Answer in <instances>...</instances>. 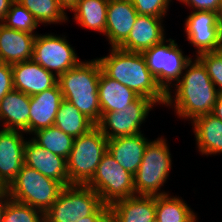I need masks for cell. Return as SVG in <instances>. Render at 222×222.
<instances>
[{
	"mask_svg": "<svg viewBox=\"0 0 222 222\" xmlns=\"http://www.w3.org/2000/svg\"><path fill=\"white\" fill-rule=\"evenodd\" d=\"M34 16L40 23L56 24L67 22L68 16L57 0H16Z\"/></svg>",
	"mask_w": 222,
	"mask_h": 222,
	"instance_id": "29",
	"label": "cell"
},
{
	"mask_svg": "<svg viewBox=\"0 0 222 222\" xmlns=\"http://www.w3.org/2000/svg\"><path fill=\"white\" fill-rule=\"evenodd\" d=\"M4 210H5V198H1L0 199V222L3 221Z\"/></svg>",
	"mask_w": 222,
	"mask_h": 222,
	"instance_id": "41",
	"label": "cell"
},
{
	"mask_svg": "<svg viewBox=\"0 0 222 222\" xmlns=\"http://www.w3.org/2000/svg\"><path fill=\"white\" fill-rule=\"evenodd\" d=\"M2 24L8 28L29 33H34L39 25L33 14L16 0L12 2Z\"/></svg>",
	"mask_w": 222,
	"mask_h": 222,
	"instance_id": "31",
	"label": "cell"
},
{
	"mask_svg": "<svg viewBox=\"0 0 222 222\" xmlns=\"http://www.w3.org/2000/svg\"><path fill=\"white\" fill-rule=\"evenodd\" d=\"M20 130L0 129V178L9 186L24 165L26 140Z\"/></svg>",
	"mask_w": 222,
	"mask_h": 222,
	"instance_id": "15",
	"label": "cell"
},
{
	"mask_svg": "<svg viewBox=\"0 0 222 222\" xmlns=\"http://www.w3.org/2000/svg\"><path fill=\"white\" fill-rule=\"evenodd\" d=\"M166 43V44H165ZM157 83L167 93L180 79L191 56L183 55L175 40L169 38L142 53ZM174 82V83H173Z\"/></svg>",
	"mask_w": 222,
	"mask_h": 222,
	"instance_id": "9",
	"label": "cell"
},
{
	"mask_svg": "<svg viewBox=\"0 0 222 222\" xmlns=\"http://www.w3.org/2000/svg\"><path fill=\"white\" fill-rule=\"evenodd\" d=\"M13 1L14 0H0V23L4 21Z\"/></svg>",
	"mask_w": 222,
	"mask_h": 222,
	"instance_id": "37",
	"label": "cell"
},
{
	"mask_svg": "<svg viewBox=\"0 0 222 222\" xmlns=\"http://www.w3.org/2000/svg\"><path fill=\"white\" fill-rule=\"evenodd\" d=\"M30 96L17 90L0 101V121L3 129L29 133Z\"/></svg>",
	"mask_w": 222,
	"mask_h": 222,
	"instance_id": "22",
	"label": "cell"
},
{
	"mask_svg": "<svg viewBox=\"0 0 222 222\" xmlns=\"http://www.w3.org/2000/svg\"><path fill=\"white\" fill-rule=\"evenodd\" d=\"M107 151L108 139L97 126L74 138L72 150L66 160L70 185H87Z\"/></svg>",
	"mask_w": 222,
	"mask_h": 222,
	"instance_id": "4",
	"label": "cell"
},
{
	"mask_svg": "<svg viewBox=\"0 0 222 222\" xmlns=\"http://www.w3.org/2000/svg\"><path fill=\"white\" fill-rule=\"evenodd\" d=\"M185 20L187 40L195 46L196 56L204 52L222 49V28L218 13L213 11H192Z\"/></svg>",
	"mask_w": 222,
	"mask_h": 222,
	"instance_id": "12",
	"label": "cell"
},
{
	"mask_svg": "<svg viewBox=\"0 0 222 222\" xmlns=\"http://www.w3.org/2000/svg\"><path fill=\"white\" fill-rule=\"evenodd\" d=\"M98 96L101 116L106 112L123 111L139 97L133 90L108 77L102 69L98 82Z\"/></svg>",
	"mask_w": 222,
	"mask_h": 222,
	"instance_id": "23",
	"label": "cell"
},
{
	"mask_svg": "<svg viewBox=\"0 0 222 222\" xmlns=\"http://www.w3.org/2000/svg\"><path fill=\"white\" fill-rule=\"evenodd\" d=\"M112 222H152L156 218V196L134 195L110 206Z\"/></svg>",
	"mask_w": 222,
	"mask_h": 222,
	"instance_id": "21",
	"label": "cell"
},
{
	"mask_svg": "<svg viewBox=\"0 0 222 222\" xmlns=\"http://www.w3.org/2000/svg\"><path fill=\"white\" fill-rule=\"evenodd\" d=\"M137 16L131 0H109L105 36L111 48H118L127 39Z\"/></svg>",
	"mask_w": 222,
	"mask_h": 222,
	"instance_id": "17",
	"label": "cell"
},
{
	"mask_svg": "<svg viewBox=\"0 0 222 222\" xmlns=\"http://www.w3.org/2000/svg\"><path fill=\"white\" fill-rule=\"evenodd\" d=\"M24 164L48 178L59 181L63 186L70 185L66 159L44 149L32 138L25 143Z\"/></svg>",
	"mask_w": 222,
	"mask_h": 222,
	"instance_id": "13",
	"label": "cell"
},
{
	"mask_svg": "<svg viewBox=\"0 0 222 222\" xmlns=\"http://www.w3.org/2000/svg\"><path fill=\"white\" fill-rule=\"evenodd\" d=\"M150 141L143 133L108 139V152L122 168L135 175Z\"/></svg>",
	"mask_w": 222,
	"mask_h": 222,
	"instance_id": "20",
	"label": "cell"
},
{
	"mask_svg": "<svg viewBox=\"0 0 222 222\" xmlns=\"http://www.w3.org/2000/svg\"><path fill=\"white\" fill-rule=\"evenodd\" d=\"M180 79L173 85V91L167 92L166 106H174L175 113L182 119L192 122L195 118L213 112L218 90L203 63L196 57L191 59ZM173 96V97H172Z\"/></svg>",
	"mask_w": 222,
	"mask_h": 222,
	"instance_id": "1",
	"label": "cell"
},
{
	"mask_svg": "<svg viewBox=\"0 0 222 222\" xmlns=\"http://www.w3.org/2000/svg\"><path fill=\"white\" fill-rule=\"evenodd\" d=\"M78 222H112L110 207L102 204L93 214L80 218Z\"/></svg>",
	"mask_w": 222,
	"mask_h": 222,
	"instance_id": "36",
	"label": "cell"
},
{
	"mask_svg": "<svg viewBox=\"0 0 222 222\" xmlns=\"http://www.w3.org/2000/svg\"><path fill=\"white\" fill-rule=\"evenodd\" d=\"M8 196V186L0 178V199Z\"/></svg>",
	"mask_w": 222,
	"mask_h": 222,
	"instance_id": "40",
	"label": "cell"
},
{
	"mask_svg": "<svg viewBox=\"0 0 222 222\" xmlns=\"http://www.w3.org/2000/svg\"><path fill=\"white\" fill-rule=\"evenodd\" d=\"M65 36L37 34L32 59L57 77L77 66L81 60Z\"/></svg>",
	"mask_w": 222,
	"mask_h": 222,
	"instance_id": "10",
	"label": "cell"
},
{
	"mask_svg": "<svg viewBox=\"0 0 222 222\" xmlns=\"http://www.w3.org/2000/svg\"><path fill=\"white\" fill-rule=\"evenodd\" d=\"M97 59L108 77L117 80L139 96L150 98L157 105H165L167 93L148 69L142 53L111 48L108 56Z\"/></svg>",
	"mask_w": 222,
	"mask_h": 222,
	"instance_id": "2",
	"label": "cell"
},
{
	"mask_svg": "<svg viewBox=\"0 0 222 222\" xmlns=\"http://www.w3.org/2000/svg\"><path fill=\"white\" fill-rule=\"evenodd\" d=\"M221 0H180L186 6L192 7L193 11H213L218 13Z\"/></svg>",
	"mask_w": 222,
	"mask_h": 222,
	"instance_id": "35",
	"label": "cell"
},
{
	"mask_svg": "<svg viewBox=\"0 0 222 222\" xmlns=\"http://www.w3.org/2000/svg\"><path fill=\"white\" fill-rule=\"evenodd\" d=\"M218 20L222 28V0L220 1V5L218 9Z\"/></svg>",
	"mask_w": 222,
	"mask_h": 222,
	"instance_id": "42",
	"label": "cell"
},
{
	"mask_svg": "<svg viewBox=\"0 0 222 222\" xmlns=\"http://www.w3.org/2000/svg\"><path fill=\"white\" fill-rule=\"evenodd\" d=\"M101 66L98 59L81 61L58 77L63 99L72 103L95 125L101 120L98 82Z\"/></svg>",
	"mask_w": 222,
	"mask_h": 222,
	"instance_id": "3",
	"label": "cell"
},
{
	"mask_svg": "<svg viewBox=\"0 0 222 222\" xmlns=\"http://www.w3.org/2000/svg\"><path fill=\"white\" fill-rule=\"evenodd\" d=\"M109 0H78L72 10L75 21L82 27L105 35Z\"/></svg>",
	"mask_w": 222,
	"mask_h": 222,
	"instance_id": "25",
	"label": "cell"
},
{
	"mask_svg": "<svg viewBox=\"0 0 222 222\" xmlns=\"http://www.w3.org/2000/svg\"><path fill=\"white\" fill-rule=\"evenodd\" d=\"M164 17L138 15L127 39L118 47L128 52L143 53L165 40Z\"/></svg>",
	"mask_w": 222,
	"mask_h": 222,
	"instance_id": "16",
	"label": "cell"
},
{
	"mask_svg": "<svg viewBox=\"0 0 222 222\" xmlns=\"http://www.w3.org/2000/svg\"><path fill=\"white\" fill-rule=\"evenodd\" d=\"M87 186L109 207L119 200L135 195L134 175L122 168L108 151L103 155Z\"/></svg>",
	"mask_w": 222,
	"mask_h": 222,
	"instance_id": "7",
	"label": "cell"
},
{
	"mask_svg": "<svg viewBox=\"0 0 222 222\" xmlns=\"http://www.w3.org/2000/svg\"><path fill=\"white\" fill-rule=\"evenodd\" d=\"M14 89L12 66L0 62V101Z\"/></svg>",
	"mask_w": 222,
	"mask_h": 222,
	"instance_id": "34",
	"label": "cell"
},
{
	"mask_svg": "<svg viewBox=\"0 0 222 222\" xmlns=\"http://www.w3.org/2000/svg\"><path fill=\"white\" fill-rule=\"evenodd\" d=\"M58 3L61 5V7L66 11L69 9V11L73 10L77 6L78 0H57Z\"/></svg>",
	"mask_w": 222,
	"mask_h": 222,
	"instance_id": "39",
	"label": "cell"
},
{
	"mask_svg": "<svg viewBox=\"0 0 222 222\" xmlns=\"http://www.w3.org/2000/svg\"><path fill=\"white\" fill-rule=\"evenodd\" d=\"M192 127L198 151L202 155L222 153V121L212 113L195 118Z\"/></svg>",
	"mask_w": 222,
	"mask_h": 222,
	"instance_id": "24",
	"label": "cell"
},
{
	"mask_svg": "<svg viewBox=\"0 0 222 222\" xmlns=\"http://www.w3.org/2000/svg\"><path fill=\"white\" fill-rule=\"evenodd\" d=\"M212 114L222 121V94H218Z\"/></svg>",
	"mask_w": 222,
	"mask_h": 222,
	"instance_id": "38",
	"label": "cell"
},
{
	"mask_svg": "<svg viewBox=\"0 0 222 222\" xmlns=\"http://www.w3.org/2000/svg\"><path fill=\"white\" fill-rule=\"evenodd\" d=\"M62 100L58 83L54 87L30 96L29 135L54 125Z\"/></svg>",
	"mask_w": 222,
	"mask_h": 222,
	"instance_id": "18",
	"label": "cell"
},
{
	"mask_svg": "<svg viewBox=\"0 0 222 222\" xmlns=\"http://www.w3.org/2000/svg\"><path fill=\"white\" fill-rule=\"evenodd\" d=\"M36 35L0 23V62L13 65L32 59Z\"/></svg>",
	"mask_w": 222,
	"mask_h": 222,
	"instance_id": "19",
	"label": "cell"
},
{
	"mask_svg": "<svg viewBox=\"0 0 222 222\" xmlns=\"http://www.w3.org/2000/svg\"><path fill=\"white\" fill-rule=\"evenodd\" d=\"M171 154L163 137L150 141L145 148L142 162L134 175L135 195L160 196L161 186L169 177L172 168Z\"/></svg>",
	"mask_w": 222,
	"mask_h": 222,
	"instance_id": "5",
	"label": "cell"
},
{
	"mask_svg": "<svg viewBox=\"0 0 222 222\" xmlns=\"http://www.w3.org/2000/svg\"><path fill=\"white\" fill-rule=\"evenodd\" d=\"M100 196L87 185L64 186L55 203L45 212V222H78L101 205Z\"/></svg>",
	"mask_w": 222,
	"mask_h": 222,
	"instance_id": "8",
	"label": "cell"
},
{
	"mask_svg": "<svg viewBox=\"0 0 222 222\" xmlns=\"http://www.w3.org/2000/svg\"><path fill=\"white\" fill-rule=\"evenodd\" d=\"M155 105L150 98L139 96L123 111L104 113L96 126L107 139L142 133L140 126Z\"/></svg>",
	"mask_w": 222,
	"mask_h": 222,
	"instance_id": "11",
	"label": "cell"
},
{
	"mask_svg": "<svg viewBox=\"0 0 222 222\" xmlns=\"http://www.w3.org/2000/svg\"><path fill=\"white\" fill-rule=\"evenodd\" d=\"M64 186L37 170L23 165L8 186V197L45 212L55 203Z\"/></svg>",
	"mask_w": 222,
	"mask_h": 222,
	"instance_id": "6",
	"label": "cell"
},
{
	"mask_svg": "<svg viewBox=\"0 0 222 222\" xmlns=\"http://www.w3.org/2000/svg\"><path fill=\"white\" fill-rule=\"evenodd\" d=\"M196 57L205 66L210 79L218 90V94H222V49L200 53Z\"/></svg>",
	"mask_w": 222,
	"mask_h": 222,
	"instance_id": "32",
	"label": "cell"
},
{
	"mask_svg": "<svg viewBox=\"0 0 222 222\" xmlns=\"http://www.w3.org/2000/svg\"><path fill=\"white\" fill-rule=\"evenodd\" d=\"M32 139L44 149L57 154L66 160L68 159L73 147L74 138L56 126L43 128L35 133Z\"/></svg>",
	"mask_w": 222,
	"mask_h": 222,
	"instance_id": "28",
	"label": "cell"
},
{
	"mask_svg": "<svg viewBox=\"0 0 222 222\" xmlns=\"http://www.w3.org/2000/svg\"><path fill=\"white\" fill-rule=\"evenodd\" d=\"M152 222H159L156 218Z\"/></svg>",
	"mask_w": 222,
	"mask_h": 222,
	"instance_id": "43",
	"label": "cell"
},
{
	"mask_svg": "<svg viewBox=\"0 0 222 222\" xmlns=\"http://www.w3.org/2000/svg\"><path fill=\"white\" fill-rule=\"evenodd\" d=\"M197 214L177 196H156V219L159 222H196Z\"/></svg>",
	"mask_w": 222,
	"mask_h": 222,
	"instance_id": "27",
	"label": "cell"
},
{
	"mask_svg": "<svg viewBox=\"0 0 222 222\" xmlns=\"http://www.w3.org/2000/svg\"><path fill=\"white\" fill-rule=\"evenodd\" d=\"M2 222H45L44 213L32 206L5 197Z\"/></svg>",
	"mask_w": 222,
	"mask_h": 222,
	"instance_id": "30",
	"label": "cell"
},
{
	"mask_svg": "<svg viewBox=\"0 0 222 222\" xmlns=\"http://www.w3.org/2000/svg\"><path fill=\"white\" fill-rule=\"evenodd\" d=\"M172 0H131L138 15L164 17Z\"/></svg>",
	"mask_w": 222,
	"mask_h": 222,
	"instance_id": "33",
	"label": "cell"
},
{
	"mask_svg": "<svg viewBox=\"0 0 222 222\" xmlns=\"http://www.w3.org/2000/svg\"><path fill=\"white\" fill-rule=\"evenodd\" d=\"M54 126L73 138H78L96 125L72 103L63 99L56 114Z\"/></svg>",
	"mask_w": 222,
	"mask_h": 222,
	"instance_id": "26",
	"label": "cell"
},
{
	"mask_svg": "<svg viewBox=\"0 0 222 222\" xmlns=\"http://www.w3.org/2000/svg\"><path fill=\"white\" fill-rule=\"evenodd\" d=\"M12 66L14 90L29 96L41 93L58 83V77L33 59Z\"/></svg>",
	"mask_w": 222,
	"mask_h": 222,
	"instance_id": "14",
	"label": "cell"
}]
</instances>
